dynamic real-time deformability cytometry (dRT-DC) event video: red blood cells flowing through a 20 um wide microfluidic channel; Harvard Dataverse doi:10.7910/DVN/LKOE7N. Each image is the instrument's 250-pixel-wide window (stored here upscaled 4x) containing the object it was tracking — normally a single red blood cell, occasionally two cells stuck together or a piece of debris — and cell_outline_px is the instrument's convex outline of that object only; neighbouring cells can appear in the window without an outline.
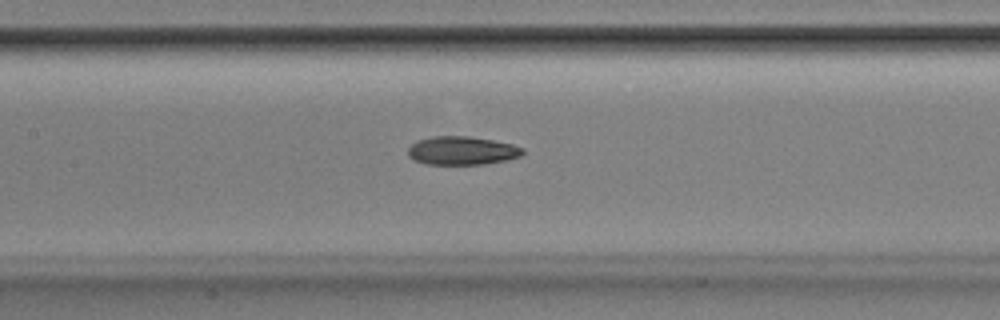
{"species": "Egyptian fruit bat (a non-hibernating species)", "species_latin": "Rousettus aegyptiacus", "temperature_condition": "room temperature", "stored_images_in_passage": 42, "camera_frame_rate_fps": 3000, "um_per_image_px": 0.085, "animal": {"sex": "male"}, "frame": {"image": 1, "passage_image": 25, "time_ms": 8.0, "image_size_px": [1000, 320], "cell_outline_px": [[524, 152], [520, 156], [508, 160], [484, 164], [428, 164], [416, 160], [408, 156], [408, 148], [416, 140], [436, 136], [468, 136], [492, 140], [512, 144], [524, 148]], "centroid_in_image_um": [39.28, 12.8], "position_along_channel_um": 168.1, "area_um2": 18.96}}
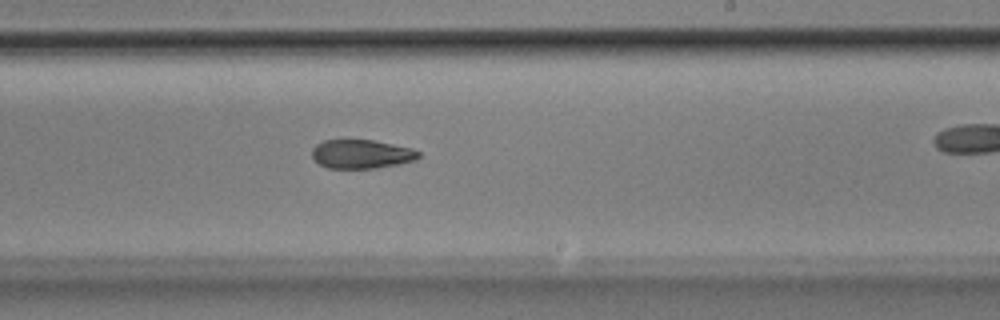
{"frame": {"image": 2, "passage_image": 32, "time_ms": 10.333, "image_size_px": [1000, 320], "cell_outline_px": [[420, 156], [416, 160], [376, 168], [328, 168], [320, 164], [312, 156], [312, 148], [316, 144], [324, 140], [372, 140], [412, 148], [420, 152]], "centroid_in_image_um": [30.72, 13.09], "position_along_channel_um": 258.3, "area_um2": 17.8}}
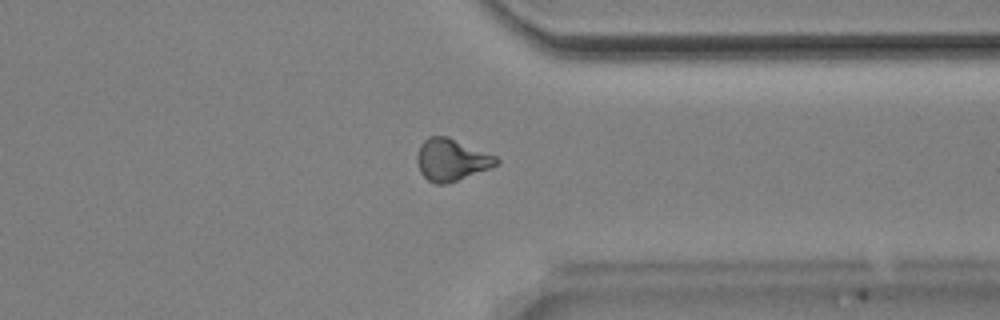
{"frame": {"image": 3, "passage_image": 41, "time_ms": 13.333, "image_size_px": [1000, 320], "cell_outline_px": [[500, 160], [496, 164], [488, 168], [456, 180], [444, 184], [436, 184], [428, 180], [420, 172], [416, 160], [416, 156], [420, 144], [428, 136], [448, 136], [496, 156]], "centroid_in_image_um": [38.32, 13.56], "position_along_channel_um": 373.1, "area_um2": 19.13}}